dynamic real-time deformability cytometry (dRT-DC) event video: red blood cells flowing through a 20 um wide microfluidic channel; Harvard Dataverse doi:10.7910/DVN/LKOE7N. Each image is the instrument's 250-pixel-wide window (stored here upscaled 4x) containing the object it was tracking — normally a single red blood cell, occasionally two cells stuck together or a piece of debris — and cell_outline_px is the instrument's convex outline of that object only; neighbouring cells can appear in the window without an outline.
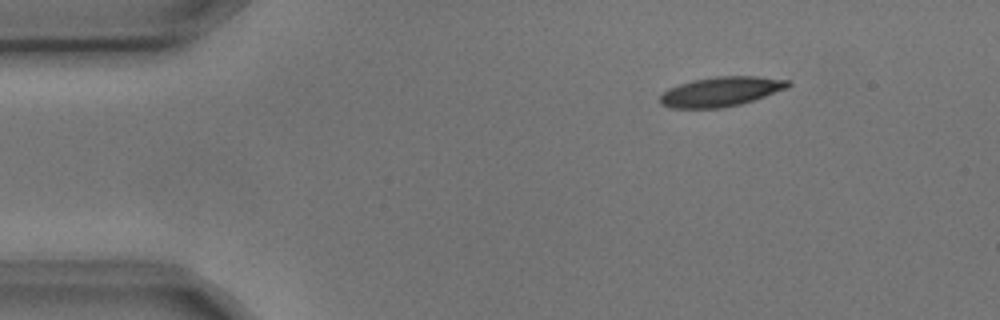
{"species": "common noctule bat (a hibernating species)", "species_latin": "Nyctalus noctula", "temperature_condition": "cold", "stored_images_in_passage": 3, "camera_frame_rate_fps": 3000, "um_per_image_px": 0.085, "animal": {"sex": "male", "body_mass_g": 17.9, "forearm_length_mm": 54.2}, "frame": {"image": 1, "passage_image": 1, "time_ms": 0.0, "image_size_px": [1000, 320], "cell_outline_px": [[792, 84], [788, 88], [740, 104], [720, 108], [672, 108], [660, 104], [660, 96], [668, 88], [692, 80], [716, 76], [756, 76], [788, 80]], "centroid_in_image_um": [61.27, 7.78], "position_along_channel_um": 23.7, "area_um2": 21.96}}